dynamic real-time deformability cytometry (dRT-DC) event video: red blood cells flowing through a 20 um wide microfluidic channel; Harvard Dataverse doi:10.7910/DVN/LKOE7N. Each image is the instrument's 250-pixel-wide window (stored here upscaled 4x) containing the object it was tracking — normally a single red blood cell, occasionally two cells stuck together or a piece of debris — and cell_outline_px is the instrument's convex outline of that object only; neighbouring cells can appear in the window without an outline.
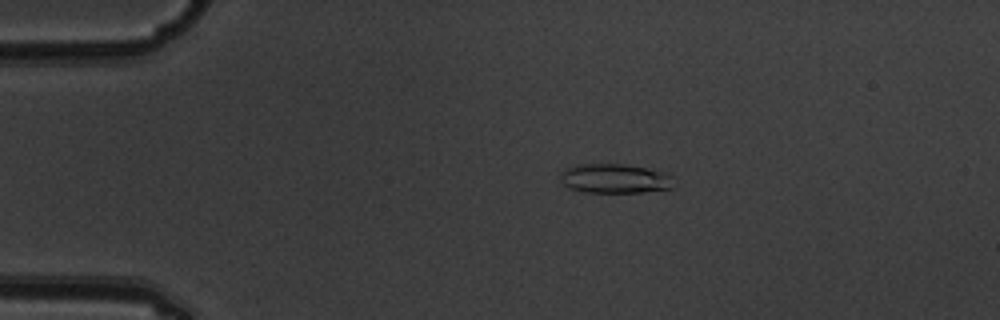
{"species": "common noctule bat (a hibernating species)", "species_latin": "Nyctalus noctula", "temperature_condition": "warm", "stored_images_in_passage": 4, "camera_frame_rate_fps": 3000, "um_per_image_px": 0.085, "animal": {"sex": "male", "body_mass_g": 19.5, "forearm_length_mm": 54.6}, "frame": {"image": 1, "passage_image": 2, "time_ms": 0.333, "image_size_px": [1000, 320], "cell_outline_px": [[672, 188], [644, 192], [584, 192], [568, 188], [564, 184], [560, 176], [560, 172], [564, 168], [576, 164], [624, 164], [648, 168], [668, 172]], "centroid_in_image_um": [52.21, 15.16], "position_along_channel_um": 32.8, "area_um2": 19.48}}
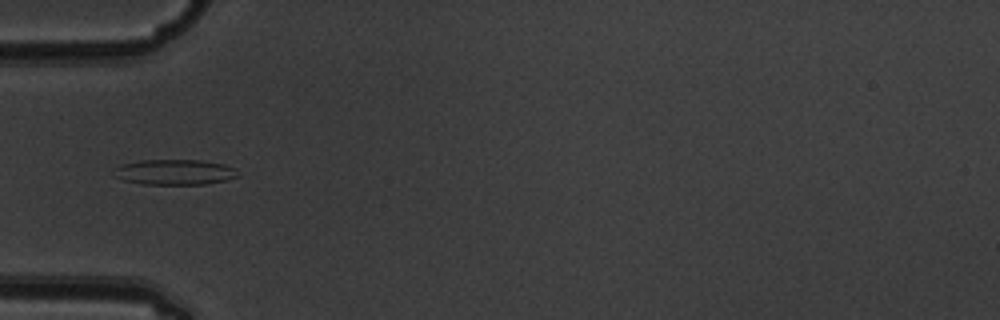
{"frame": {"image": 2, "passage_image": 4, "time_ms": 1.0, "image_size_px": [1000, 320], "cell_outline_px": [[240, 176], [228, 180], [204, 184], [140, 184], [124, 180], [112, 176], [116, 168], [120, 164], [140, 160], [200, 160], [224, 164], [236, 168]], "centroid_in_image_um": [14.86, 14.63], "position_along_channel_um": 70.1, "area_um2": 18.55}}